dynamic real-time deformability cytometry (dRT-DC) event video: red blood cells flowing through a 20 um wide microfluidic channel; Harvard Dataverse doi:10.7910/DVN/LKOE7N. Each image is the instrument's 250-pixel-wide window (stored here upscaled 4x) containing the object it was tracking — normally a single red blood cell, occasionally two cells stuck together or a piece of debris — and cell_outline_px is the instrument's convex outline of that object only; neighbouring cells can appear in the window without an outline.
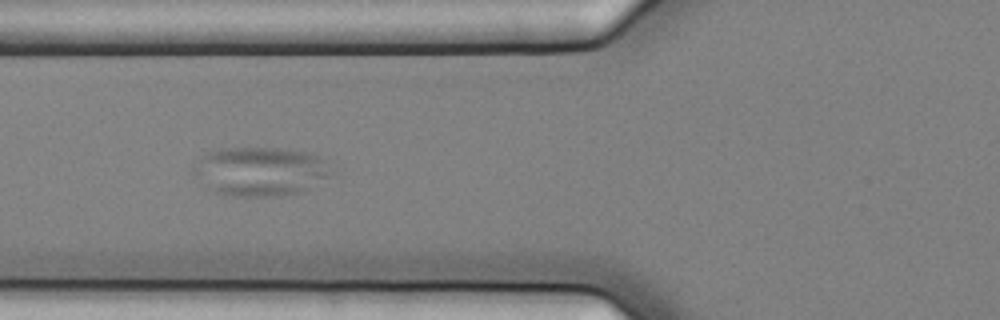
{"species": "common noctule bat (a hibernating species)", "species_latin": "Nyctalus noctula", "temperature_condition": "cold", "stored_images_in_passage": 6, "camera_frame_rate_fps": 3000, "um_per_image_px": 0.085, "animal": {"sex": "female", "body_mass_g": 25.1}, "frame": {"image": 1, "passage_image": 4, "time_ms": 1.0, "image_size_px": [1000, 320], "cell_outline_px": [[332, 172], [328, 176], [304, 192], [280, 196], [236, 196], [216, 192], [208, 188], [192, 172], [192, 164], [208, 152], [224, 148], [276, 148], [304, 152], [320, 156], [324, 160]], "centroid_in_image_um": [22.1, 14.57], "position_along_channel_um": 103.7, "area_um2": 39.19}}
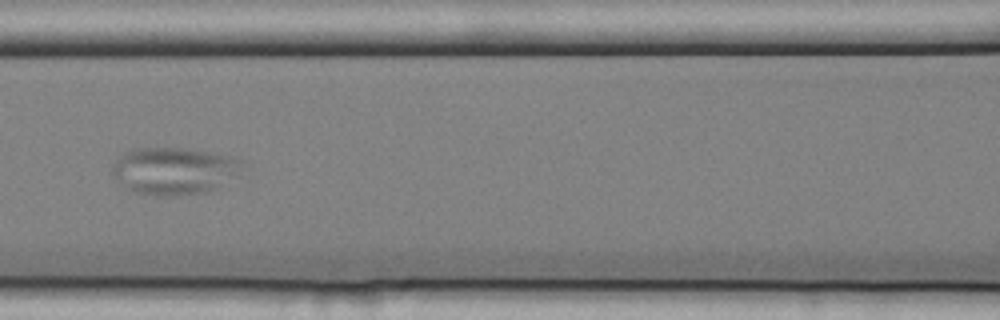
{"frame": {"image": 2, "passage_image": 5, "time_ms": 1.333, "image_size_px": [1000, 320], "cell_outline_px": [[244, 160], [240, 176], [204, 192], [176, 196], [168, 196], [136, 192], [128, 188], [112, 176], [112, 164], [120, 156], [132, 148], [180, 148], [228, 156]], "centroid_in_image_um": [14.81, 14.52], "position_along_channel_um": 151.8, "area_um2": 35.43}}
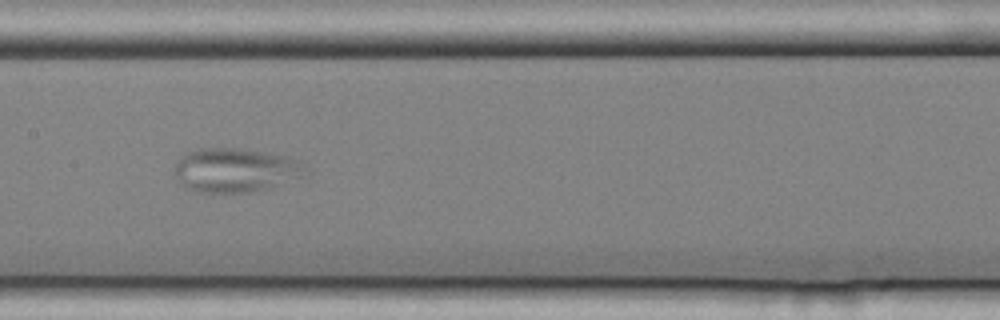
{"frame": {"image": 3, "passage_image": 6, "time_ms": 1.667, "image_size_px": [1000, 320], "cell_outline_px": [[312, 172], [308, 176], [252, 192], [200, 192], [184, 188], [180, 184], [176, 176], [176, 164], [180, 156], [184, 152], [192, 148], [236, 148], [264, 152], [288, 156], [304, 164]], "centroid_in_image_um": [20.04, 14.45], "position_along_channel_um": 187.4, "area_um2": 34.1}}